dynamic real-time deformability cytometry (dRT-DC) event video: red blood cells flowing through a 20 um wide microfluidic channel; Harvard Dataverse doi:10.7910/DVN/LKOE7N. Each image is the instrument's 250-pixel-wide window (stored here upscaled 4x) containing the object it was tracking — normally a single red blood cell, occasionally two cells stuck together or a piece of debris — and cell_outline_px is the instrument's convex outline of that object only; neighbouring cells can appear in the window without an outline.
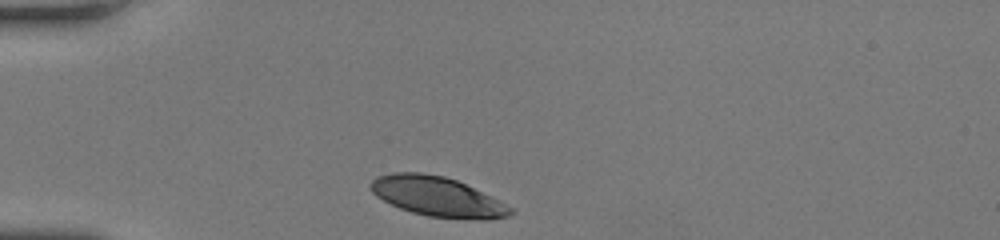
{"species": "human", "species_latin": "Homo sapiens", "temperature_condition": "room temperature", "stored_images_in_passage": 28, "camera_frame_rate_fps": 3000, "um_per_image_px": 0.085, "donor": {"sex": "female"}, "frame": {"image": 1, "passage_image": 1, "time_ms": 0.0, "image_size_px": [1000, 240], "cell_outline_px": [[512, 212], [508, 216], [488, 220], [484, 220], [428, 216], [412, 212], [400, 208], [376, 196], [372, 192], [368, 184], [372, 180], [380, 176], [392, 172], [420, 172], [444, 176], [456, 180], [500, 200], [512, 208]], "centroid_in_image_um": [37.17, 16.71], "position_along_channel_um": 47.8, "area_um2": 32.14}}
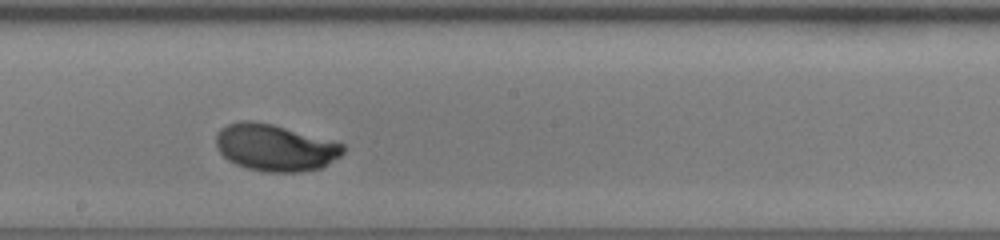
{"frame": {"image": 2, "passage_image": 16, "time_ms": 5.0, "image_size_px": [1000, 240], "cell_outline_px": [[344, 152], [340, 156], [320, 168], [296, 172], [268, 172], [248, 168], [236, 164], [228, 160], [216, 148], [216, 136], [220, 128], [228, 124], [240, 120], [248, 120], [272, 124], [344, 144]], "centroid_in_image_um": [23.35, 12.54], "position_along_channel_um": 224.9, "area_um2": 34.33}}
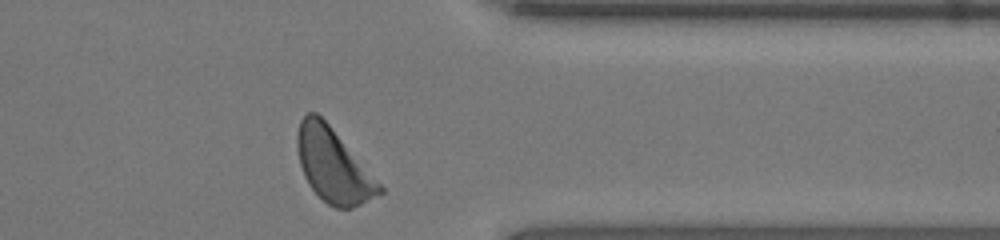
{"frame": {"image": 3, "passage_image": 28, "time_ms": 9.0, "image_size_px": [1000, 240], "cell_outline_px": [[384, 192], [352, 208], [336, 208], [328, 204], [308, 184], [304, 176], [300, 164], [296, 144], [296, 136], [300, 120], [308, 112], [316, 112], [328, 124], [384, 188]], "centroid_in_image_um": [28.3, 14.07], "position_along_channel_um": 383.1, "area_um2": 34.56}, "authors_computed_cell_mechanics": {"area_um2": 34.0442, "velocity_mm_per_s": 4.1032, "shape_relaxation_time_tau1_ms": 2.3845, "shape_relaxation_time_tau2_ms": null, "deformation_change_tau1": 0.1528, "deformation_change_tau2": null}}